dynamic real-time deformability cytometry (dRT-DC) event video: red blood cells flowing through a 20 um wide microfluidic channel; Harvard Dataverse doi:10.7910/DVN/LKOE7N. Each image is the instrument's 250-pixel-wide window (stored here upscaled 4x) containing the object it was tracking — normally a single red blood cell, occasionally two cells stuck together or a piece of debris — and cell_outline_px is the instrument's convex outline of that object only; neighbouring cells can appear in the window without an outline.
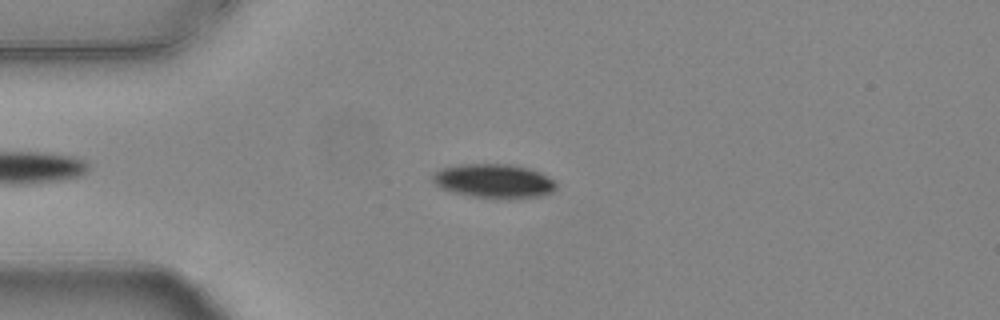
{"species": "common noctule bat (a hibernating species)", "species_latin": "Nyctalus noctula", "temperature_condition": "warm", "stored_images_in_passage": 50, "camera_frame_rate_fps": 3000, "um_per_image_px": 0.085, "animal": {"sex": "female", "body_mass_g": 24.6, "forearm_length_mm": 56.2}, "frame": {"image": 1, "passage_image": 13, "time_ms": 4.0, "image_size_px": [1000, 320], "cell_outline_px": [[556, 188], [552, 192], [544, 196], [512, 200], [504, 200], [472, 196], [452, 192], [440, 188], [432, 180], [432, 176], [440, 168], [460, 164], [512, 164], [528, 168], [540, 172], [548, 176], [556, 184]], "centroid_in_image_um": [42.01, 15.41], "position_along_channel_um": 43.0, "area_um2": 25.03}}
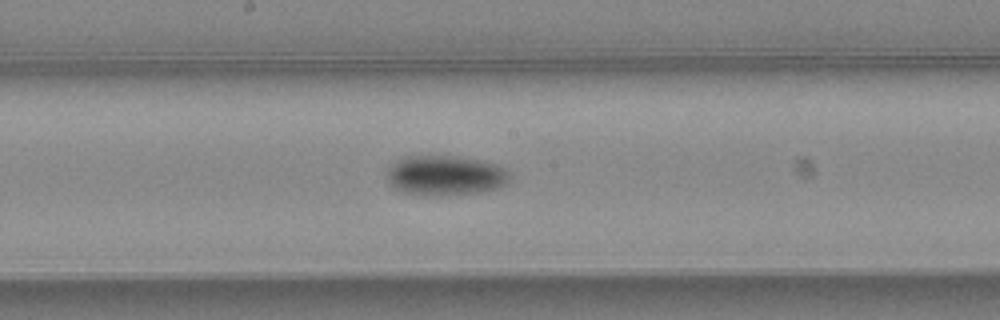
{"frame": {"image": 2, "passage_image": 28, "time_ms": 9.0, "image_size_px": [1000, 320], "cell_outline_px": [[512, 172], [508, 180], [500, 188], [484, 192], [440, 196], [432, 196], [404, 192], [396, 188], [388, 180], [388, 168], [392, 164], [408, 156], [456, 156], [496, 164]], "centroid_in_image_um": [37.91, 14.93], "position_along_channel_um": 210.3, "area_um2": 28.5}}
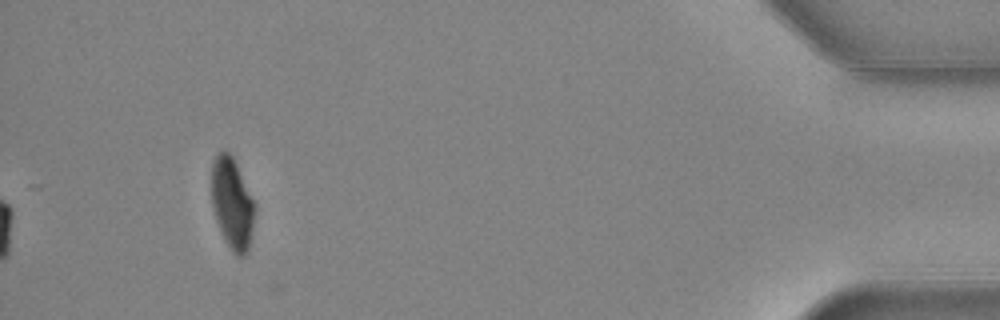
{"frame": {"image": 3, "passage_image": 50, "time_ms": 16.333, "image_size_px": [1000, 320], "cell_outline_px": [[256, 212], [248, 252], [244, 256], [236, 256], [232, 252], [216, 220], [212, 208], [212, 160], [220, 152], [228, 152], [232, 156], [256, 204]], "centroid_in_image_um": [19.76, 17.32], "position_along_channel_um": 415.4, "area_um2": 22.89}, "authors_computed_cell_mechanics": {"area_um2": 25.432, "velocity_mm_per_s": 3.7768, "shape_relaxation_time_tau1_ms": 3.1545, "shape_relaxation_time_tau2_ms": null, "deformation_change_tau1": 0.1128, "deformation_change_tau2": null}}